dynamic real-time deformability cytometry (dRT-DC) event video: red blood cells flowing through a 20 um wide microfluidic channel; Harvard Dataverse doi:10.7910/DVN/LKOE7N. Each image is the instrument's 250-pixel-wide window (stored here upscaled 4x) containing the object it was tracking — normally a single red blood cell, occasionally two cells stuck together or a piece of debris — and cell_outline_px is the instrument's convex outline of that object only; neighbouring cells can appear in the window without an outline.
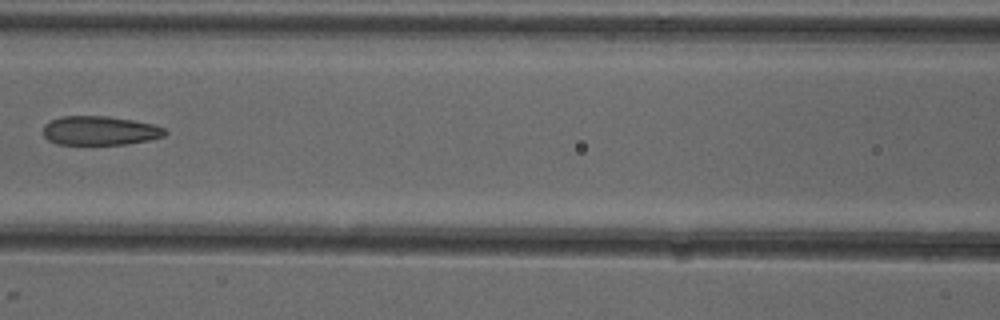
{"species": "common noctule bat (a hibernating species)", "species_latin": "Nyctalus noctula", "temperature_condition": "cold", "stored_images_in_passage": 7, "camera_frame_rate_fps": 3000, "um_per_image_px": 0.085, "animal": {"sex": "female"}, "frame": {"image": 1, "passage_image": 6, "time_ms": 7.0, "image_size_px": [1000, 320], "cell_outline_px": [[168, 132], [164, 136], [148, 140], [128, 144], [56, 144], [48, 140], [44, 136], [44, 124], [52, 120], [64, 116], [108, 116], [132, 120], [152, 124], [164, 128]], "centroid_in_image_um": [8.49, 11.1], "position_along_channel_um": 158.1, "area_um2": 20.52}}
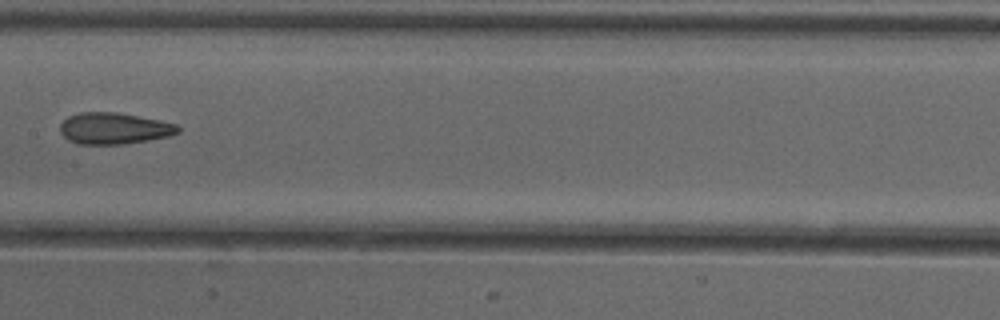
{"frame": {"image": 2, "passage_image": 7, "time_ms": 8.0, "image_size_px": [1000, 320], "cell_outline_px": [[180, 132], [168, 136], [148, 140], [124, 144], [80, 144], [68, 140], [60, 132], [60, 124], [68, 116], [80, 112], [116, 112], [160, 120], [176, 124], [180, 128]], "centroid_in_image_um": [9.68, 10.91], "position_along_channel_um": 197.7, "area_um2": 21.56}}